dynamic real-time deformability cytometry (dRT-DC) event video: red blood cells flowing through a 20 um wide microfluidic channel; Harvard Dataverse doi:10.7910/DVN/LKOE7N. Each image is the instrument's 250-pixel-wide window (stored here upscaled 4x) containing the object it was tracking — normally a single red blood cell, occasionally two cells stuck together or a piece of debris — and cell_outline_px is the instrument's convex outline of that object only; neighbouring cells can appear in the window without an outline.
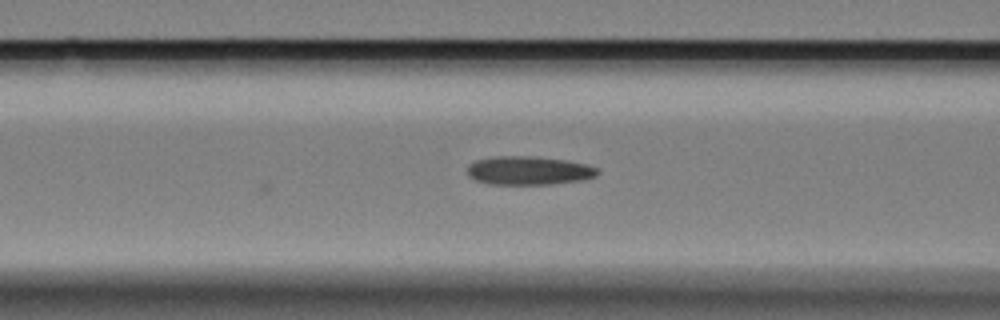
{"species": "Egyptian fruit bat (a non-hibernating species)", "species_latin": "Rousettus aegyptiacus", "temperature_condition": "cold", "stored_images_in_passage": 7, "camera_frame_rate_fps": 3000, "um_per_image_px": 0.085, "animal": {"sex": "female"}, "frame": {"image": 1, "passage_image": 7, "time_ms": 2.0, "image_size_px": [1000, 320], "cell_outline_px": [[600, 172], [596, 176], [584, 180], [552, 184], [488, 184], [476, 180], [468, 176], [468, 164], [476, 160], [496, 156], [536, 156], [568, 160], [588, 164], [600, 168]], "centroid_in_image_um": [45.0, 14.49], "position_along_channel_um": 121.6, "area_um2": 22.08}}